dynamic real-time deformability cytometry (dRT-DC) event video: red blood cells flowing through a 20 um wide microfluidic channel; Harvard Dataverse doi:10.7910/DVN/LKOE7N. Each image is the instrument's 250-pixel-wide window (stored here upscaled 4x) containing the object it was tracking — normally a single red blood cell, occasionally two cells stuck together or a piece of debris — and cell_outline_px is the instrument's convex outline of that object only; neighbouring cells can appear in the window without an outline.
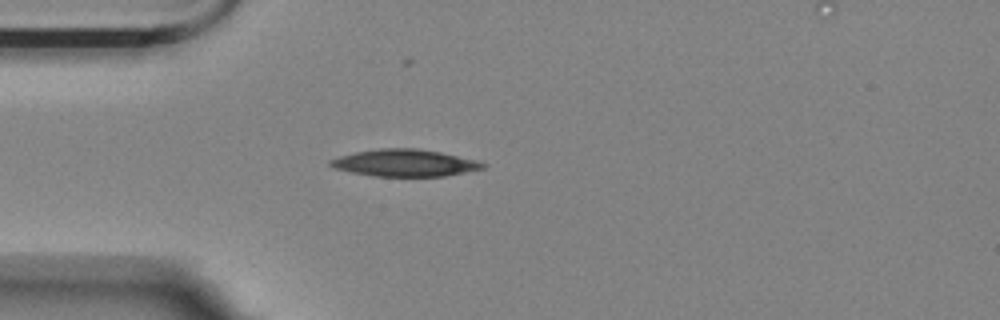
{"species": "Egyptian fruit bat (a non-hibernating species)", "species_latin": "Rousettus aegyptiacus", "temperature_condition": "room temperature", "stored_images_in_passage": 1, "camera_frame_rate_fps": 3000, "um_per_image_px": 0.085, "animal": {"sex": "female"}, "frame": {"image": 1, "passage_image": 1, "time_ms": 0.0, "image_size_px": [1000, 320], "cell_outline_px": [[488, 164], [484, 168], [444, 176], [376, 176], [352, 172], [336, 168], [328, 164], [328, 160], [340, 156], [356, 152], [380, 148], [416, 148], [440, 152], [476, 160]], "centroid_in_image_um": [34.41, 13.84], "position_along_channel_um": 50.6, "area_um2": 23.76}}